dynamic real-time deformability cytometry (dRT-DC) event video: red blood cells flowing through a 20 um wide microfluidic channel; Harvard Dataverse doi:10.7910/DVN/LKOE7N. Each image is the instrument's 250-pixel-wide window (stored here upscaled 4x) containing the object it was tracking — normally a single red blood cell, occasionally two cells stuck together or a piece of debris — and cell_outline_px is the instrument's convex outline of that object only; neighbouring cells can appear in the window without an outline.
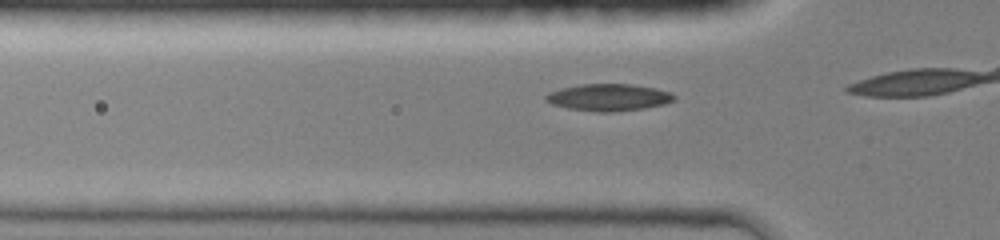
{"species": "common noctule bat (a hibernating species)", "species_latin": "Nyctalus noctula", "temperature_condition": "room temperature", "stored_images_in_passage": 6, "camera_frame_rate_fps": 3000, "um_per_image_px": 0.085, "animal": {"sex": "female", "body_mass_g": 19.0, "forearm_length_mm": 51.5}, "frame": {"image": 1, "passage_image": 4, "time_ms": 1.0, "image_size_px": [1000, 240], "cell_outline_px": [[676, 100], [664, 104], [644, 108], [612, 112], [596, 112], [568, 108], [552, 104], [544, 100], [544, 96], [548, 92], [560, 88], [580, 84], [632, 84], [656, 88], [668, 92], [676, 96]], "centroid_in_image_um": [51.71, 8.27], "position_along_channel_um": 74.1, "area_um2": 20.29}}